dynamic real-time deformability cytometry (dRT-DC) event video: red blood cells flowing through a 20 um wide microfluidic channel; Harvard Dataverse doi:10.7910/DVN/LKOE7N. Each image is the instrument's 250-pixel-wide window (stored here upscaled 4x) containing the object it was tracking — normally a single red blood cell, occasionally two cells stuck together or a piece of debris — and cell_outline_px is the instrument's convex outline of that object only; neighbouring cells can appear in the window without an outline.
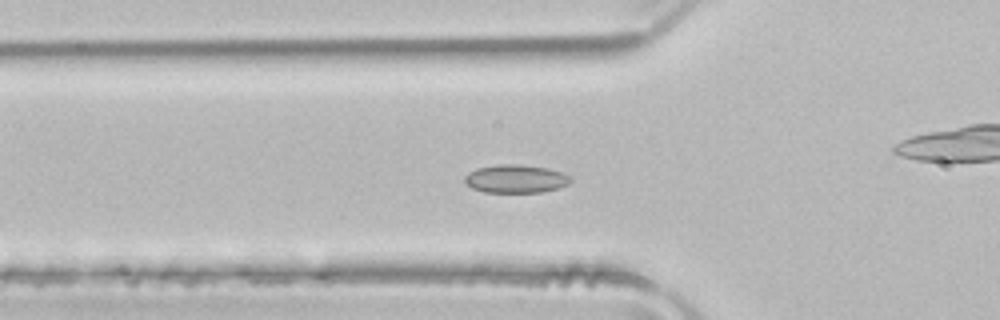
{"species": "common noctule bat (a hibernating species)", "species_latin": "Nyctalus noctula", "temperature_condition": "room temperature", "stored_images_in_passage": 53, "camera_frame_rate_fps": 3000, "um_per_image_px": 0.085, "animal": {"sex": "male", "body_mass_g": 21.5, "forearm_length_mm": 52.0}, "frame": {"image": 1, "passage_image": 18, "time_ms": 5.667, "image_size_px": [1000, 320], "cell_outline_px": [[572, 180], [568, 184], [560, 188], [540, 192], [484, 192], [472, 188], [464, 180], [464, 176], [468, 172], [476, 168], [496, 164], [516, 164], [548, 168], [572, 176]], "centroid_in_image_um": [43.84, 15.19], "position_along_channel_um": 82.0, "area_um2": 17.51}}
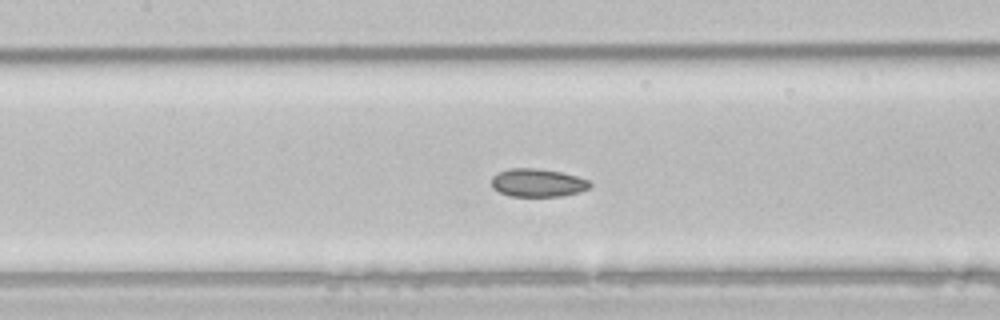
{"frame": {"image": 2, "passage_image": 24, "time_ms": 7.667, "image_size_px": [1000, 320], "cell_outline_px": [[592, 184], [588, 188], [580, 192], [560, 196], [512, 196], [500, 192], [492, 188], [492, 176], [508, 168], [536, 168], [560, 172], [576, 176], [588, 180]], "centroid_in_image_um": [45.69, 15.53], "position_along_channel_um": 161.7, "area_um2": 16.01}}
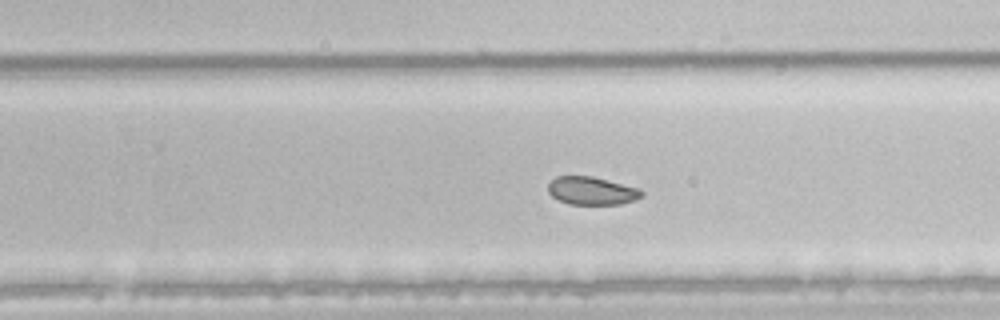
{"frame": {"image": 3, "passage_image": 33, "time_ms": 10.667, "image_size_px": [1000, 320], "cell_outline_px": [[644, 196], [636, 200], [620, 204], [568, 204], [552, 196], [548, 192], [548, 184], [556, 176], [592, 176], [640, 188], [644, 192]], "centroid_in_image_um": [50.34, 16.21], "position_along_channel_um": 279.5, "area_um2": 15.37}, "authors_computed_cell_mechanics": {"area_um2": 18.1492, "velocity_mm_per_s": 3.9484, "shape_relaxation_time_tau1_ms": 2.6221, "shape_relaxation_time_tau2_ms": 4.9042, "deformation_change_tau1": 0.0679, "deformation_change_tau2": 0.0647}}